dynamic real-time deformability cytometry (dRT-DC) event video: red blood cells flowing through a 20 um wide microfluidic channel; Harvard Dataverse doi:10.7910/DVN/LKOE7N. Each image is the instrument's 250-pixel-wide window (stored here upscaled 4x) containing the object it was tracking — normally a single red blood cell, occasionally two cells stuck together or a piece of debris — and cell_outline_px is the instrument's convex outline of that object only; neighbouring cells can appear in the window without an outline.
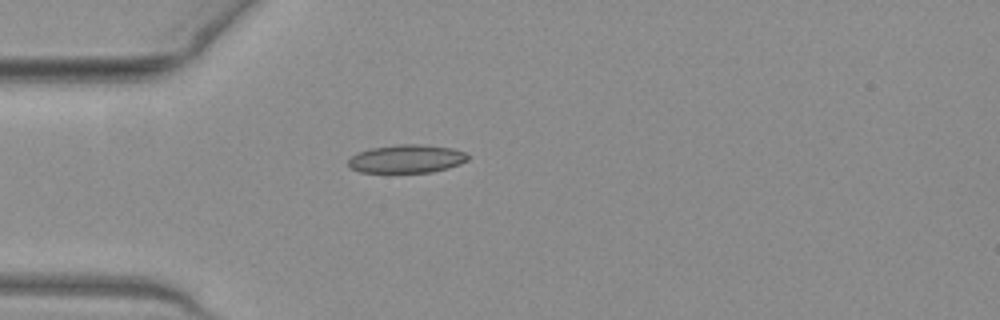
{"species": "common noctule bat (a hibernating species)", "species_latin": "Nyctalus noctula", "temperature_condition": "warm", "stored_images_in_passage": 37, "camera_frame_rate_fps": 3000, "um_per_image_px": 0.085, "animal": {"sex": "female", "body_mass_g": 19.3, "forearm_length_mm": 54.1}, "frame": {"image": 1, "passage_image": 1, "time_ms": 0.0, "image_size_px": [1000, 320], "cell_outline_px": [[472, 156], [468, 160], [460, 164], [448, 168], [432, 172], [360, 172], [352, 168], [348, 164], [348, 160], [356, 152], [372, 148], [400, 144], [420, 144], [452, 148], [464, 152]], "centroid_in_image_um": [34.6, 13.49], "position_along_channel_um": 50.4, "area_um2": 19.71}}
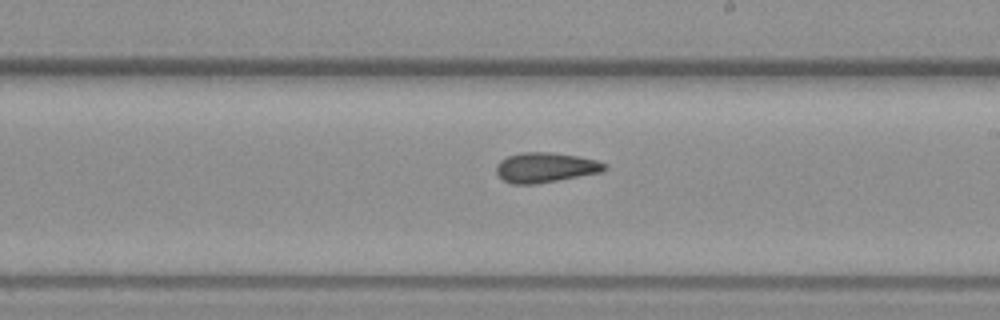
{"frame": {"image": 2, "passage_image": 16, "time_ms": 5.0, "image_size_px": [1000, 320], "cell_outline_px": [[608, 168], [604, 172], [532, 184], [512, 184], [504, 180], [496, 172], [496, 164], [500, 160], [508, 156], [524, 152], [552, 152], [580, 156], [596, 160], [608, 164]], "centroid_in_image_um": [46.4, 14.22], "position_along_channel_um": 242.6, "area_um2": 18.96}}
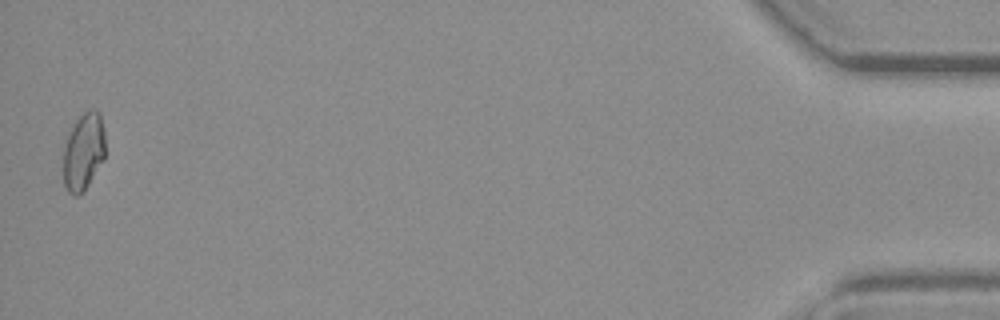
{"frame": {"image": 3, "passage_image": 37, "time_ms": 12.0, "image_size_px": [1000, 320], "cell_outline_px": [[104, 160], [84, 192], [76, 196], [72, 196], [68, 192], [64, 184], [64, 144], [76, 120], [84, 112], [92, 108], [96, 108], [100, 112], [104, 132]], "centroid_in_image_um": [7.11, 12.9], "position_along_channel_um": 428.1, "area_um2": 19.02}, "authors_computed_cell_mechanics": {"area_um2": 18.6116, "velocity_mm_per_s": 4.054, "shape_relaxation_time_tau1_ms": null, "shape_relaxation_time_tau2_ms": 2.6248, "deformation_change_tau1": null, "deformation_change_tau2": 0.1001}}